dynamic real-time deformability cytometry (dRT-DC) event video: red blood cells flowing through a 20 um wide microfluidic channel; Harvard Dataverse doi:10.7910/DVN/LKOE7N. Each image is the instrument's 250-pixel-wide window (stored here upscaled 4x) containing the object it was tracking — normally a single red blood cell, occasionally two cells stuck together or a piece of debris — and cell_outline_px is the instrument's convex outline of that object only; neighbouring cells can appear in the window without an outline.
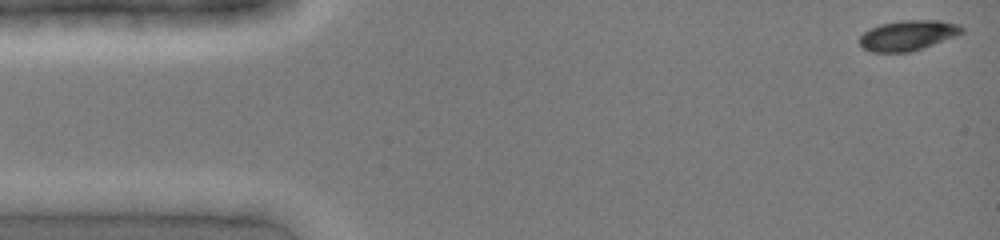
{"species": "common noctule bat (a hibernating species)", "species_latin": "Nyctalus noctula", "temperature_condition": "cold", "stored_images_in_passage": 4, "camera_frame_rate_fps": 3000, "um_per_image_px": 0.085, "animal": {"sex": "female", "body_mass_g": 19.0, "forearm_length_mm": 51.5}, "frame": {"image": 1, "passage_image": 1, "time_ms": 0.0, "image_size_px": [1000, 240], "cell_outline_px": [[964, 32], [956, 36], [924, 48], [908, 52], [872, 52], [864, 48], [860, 44], [860, 36], [864, 32], [880, 24], [900, 20], [940, 20], [960, 24], [964, 28]], "centroid_in_image_um": [77.22, 3.0], "position_along_channel_um": 7.8, "area_um2": 18.09}}